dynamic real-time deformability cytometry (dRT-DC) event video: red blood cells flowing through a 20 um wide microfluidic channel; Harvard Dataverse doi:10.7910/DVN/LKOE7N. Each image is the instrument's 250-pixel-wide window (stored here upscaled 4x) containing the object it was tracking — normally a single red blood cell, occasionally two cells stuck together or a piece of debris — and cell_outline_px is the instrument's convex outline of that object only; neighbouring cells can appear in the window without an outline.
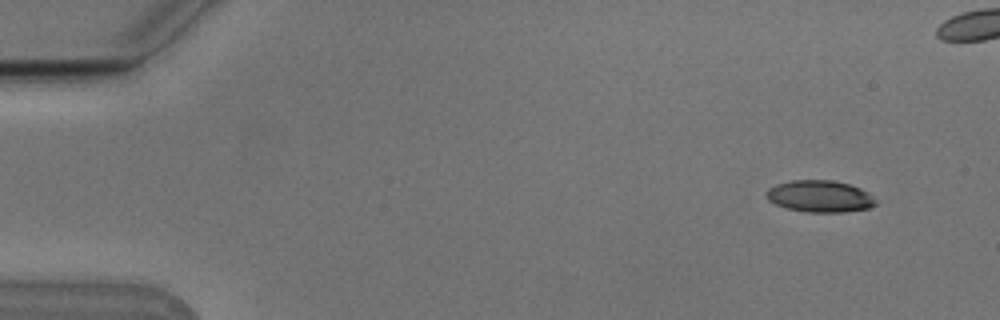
{"species": "Egyptian fruit bat (a non-hibernating species)", "species_latin": "Rousettus aegyptiacus", "temperature_condition": "cold", "stored_images_in_passage": 7, "camera_frame_rate_fps": 3000, "um_per_image_px": 0.085, "animal": {"sex": "male"}, "frame": {"image": 1, "passage_image": 2, "time_ms": 0.333, "image_size_px": [1000, 320], "cell_outline_px": [[876, 204], [868, 208], [844, 212], [804, 212], [788, 208], [776, 204], [768, 200], [764, 196], [764, 192], [768, 188], [776, 184], [792, 180], [832, 180], [848, 184], [860, 188], [868, 192], [876, 200]], "centroid_in_image_um": [69.65, 16.68], "position_along_channel_um": 15.3, "area_um2": 20.35}}